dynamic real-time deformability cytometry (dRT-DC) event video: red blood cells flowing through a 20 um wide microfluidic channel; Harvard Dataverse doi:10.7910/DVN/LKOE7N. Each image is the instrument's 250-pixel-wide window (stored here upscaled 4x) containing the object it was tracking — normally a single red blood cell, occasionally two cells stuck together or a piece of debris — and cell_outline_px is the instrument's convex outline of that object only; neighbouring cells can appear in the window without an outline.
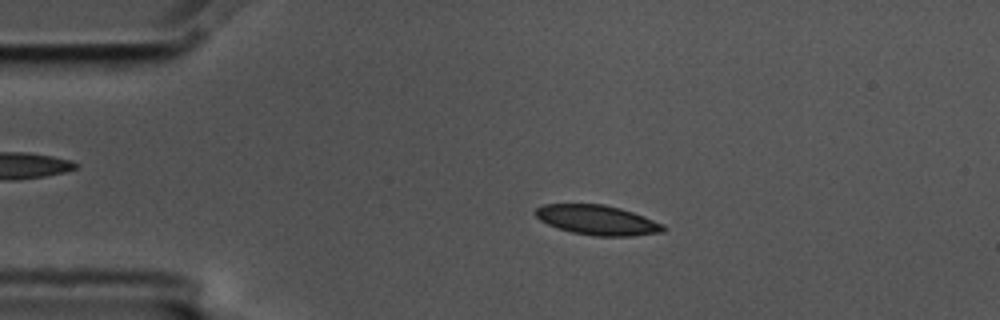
{"species": "common noctule bat (a hibernating species)", "species_latin": "Nyctalus noctula", "temperature_condition": "cold", "stored_images_in_passage": 56, "camera_frame_rate_fps": 3000, "um_per_image_px": 0.085, "animal": {"sex": "male", "body_mass_g": 17.5, "forearm_length_mm": 52.3}, "frame": {"image": 1, "passage_image": 11, "time_ms": 3.333, "image_size_px": [1000, 320], "cell_outline_px": [[668, 228], [664, 232], [632, 236], [592, 236], [572, 232], [548, 224], [540, 220], [532, 212], [536, 208], [544, 204], [604, 204], [620, 208], [644, 216], [664, 224]], "centroid_in_image_um": [50.8, 18.7], "position_along_channel_um": 34.2, "area_um2": 22.31}}
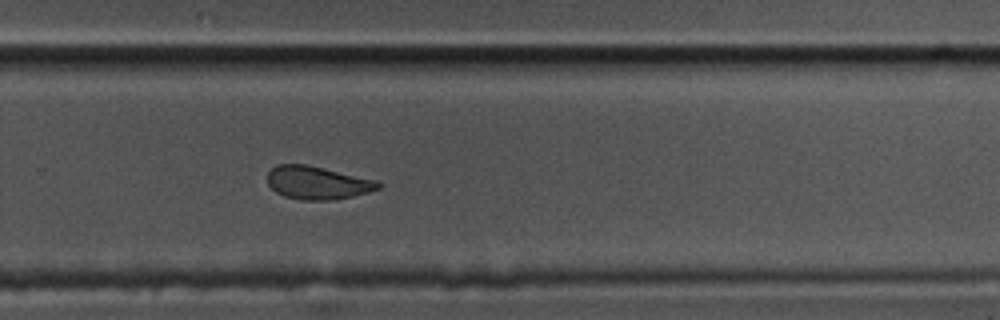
{"frame": {"image": 2, "passage_image": 37, "time_ms": 12.0, "image_size_px": [1000, 320], "cell_outline_px": [[384, 184], [380, 188], [368, 192], [352, 196], [332, 200], [300, 200], [284, 196], [276, 192], [268, 184], [268, 172], [276, 164], [308, 164], [376, 180]], "centroid_in_image_um": [26.98, 15.53], "position_along_channel_um": 302.8, "area_um2": 21.44}}
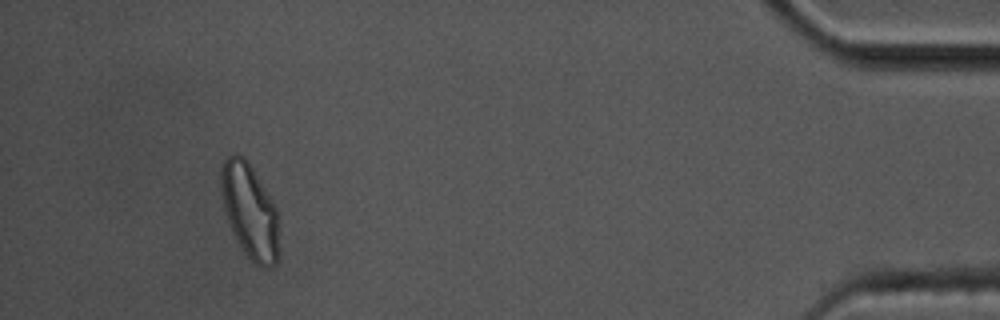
{"frame": {"image": 3, "passage_image": 52, "time_ms": 17.0, "image_size_px": [1000, 320], "cell_outline_px": [[280, 220], [276, 264], [272, 268], [260, 268], [244, 252], [232, 232], [224, 208], [220, 188], [220, 168], [224, 160], [228, 156], [244, 156], [248, 160], [272, 200], [276, 208]], "centroid_in_image_um": [21.24, 17.95], "position_along_channel_um": 414.0, "area_um2": 32.19}, "authors_computed_cell_mechanics": {"area_um2": 22.0796, "velocity_mm_per_s": 3.5408, "shape_relaxation_time_tau1_ms": 3.9798, "shape_relaxation_time_tau2_ms": 2.5249, "deformation_change_tau1": 0.1049, "deformation_change_tau2": 0.0663}}